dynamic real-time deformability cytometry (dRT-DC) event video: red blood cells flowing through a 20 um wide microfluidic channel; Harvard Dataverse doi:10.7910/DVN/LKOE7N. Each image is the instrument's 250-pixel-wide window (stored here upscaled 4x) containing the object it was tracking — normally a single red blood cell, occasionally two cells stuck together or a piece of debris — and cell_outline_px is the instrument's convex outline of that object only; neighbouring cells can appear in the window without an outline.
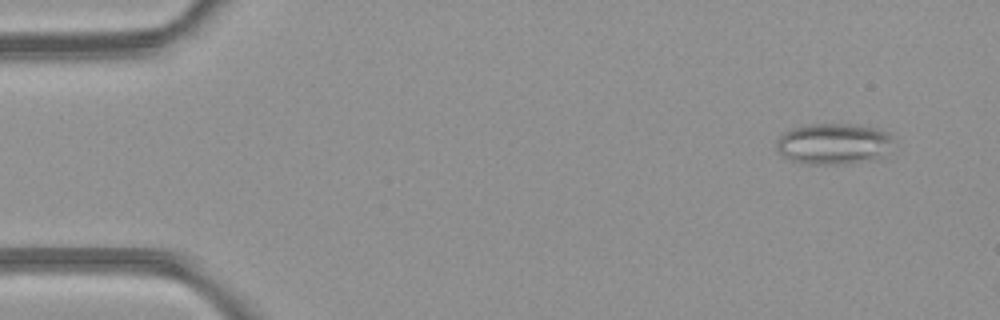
{"species": "common noctule bat (a hibernating species)", "species_latin": "Nyctalus noctula", "temperature_condition": "room temperature", "stored_images_in_passage": 4, "camera_frame_rate_fps": 3000, "um_per_image_px": 0.085, "animal": {"sex": "female", "body_mass_g": 21.9}, "frame": {"image": 1, "passage_image": 2, "time_ms": 1.0, "image_size_px": [1000, 320], "cell_outline_px": [[888, 140], [880, 160], [852, 164], [808, 164], [792, 160], [784, 156], [776, 148], [776, 140], [784, 132], [792, 128], [804, 124], [860, 124], [880, 128], [888, 132]], "centroid_in_image_um": [70.81, 12.22], "position_along_channel_um": 14.2, "area_um2": 28.03}}